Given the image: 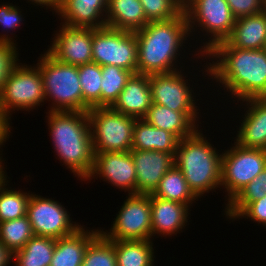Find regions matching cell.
I'll return each mask as SVG.
<instances>
[{"instance_id": "24", "label": "cell", "mask_w": 266, "mask_h": 266, "mask_svg": "<svg viewBox=\"0 0 266 266\" xmlns=\"http://www.w3.org/2000/svg\"><path fill=\"white\" fill-rule=\"evenodd\" d=\"M227 41L239 49H265L266 17L262 12L236 19Z\"/></svg>"}, {"instance_id": "33", "label": "cell", "mask_w": 266, "mask_h": 266, "mask_svg": "<svg viewBox=\"0 0 266 266\" xmlns=\"http://www.w3.org/2000/svg\"><path fill=\"white\" fill-rule=\"evenodd\" d=\"M79 82L82 89L83 101L90 107H100L101 95V66L89 63L78 66Z\"/></svg>"}, {"instance_id": "32", "label": "cell", "mask_w": 266, "mask_h": 266, "mask_svg": "<svg viewBox=\"0 0 266 266\" xmlns=\"http://www.w3.org/2000/svg\"><path fill=\"white\" fill-rule=\"evenodd\" d=\"M264 195H266V168L227 203L226 217L235 219L249 203L261 199Z\"/></svg>"}, {"instance_id": "42", "label": "cell", "mask_w": 266, "mask_h": 266, "mask_svg": "<svg viewBox=\"0 0 266 266\" xmlns=\"http://www.w3.org/2000/svg\"><path fill=\"white\" fill-rule=\"evenodd\" d=\"M262 13H263L264 16L266 17V0H263V4H262Z\"/></svg>"}, {"instance_id": "3", "label": "cell", "mask_w": 266, "mask_h": 266, "mask_svg": "<svg viewBox=\"0 0 266 266\" xmlns=\"http://www.w3.org/2000/svg\"><path fill=\"white\" fill-rule=\"evenodd\" d=\"M48 126L58 159L87 181L94 167L88 112L49 111Z\"/></svg>"}, {"instance_id": "10", "label": "cell", "mask_w": 266, "mask_h": 266, "mask_svg": "<svg viewBox=\"0 0 266 266\" xmlns=\"http://www.w3.org/2000/svg\"><path fill=\"white\" fill-rule=\"evenodd\" d=\"M234 145L222 152L221 187L228 193V202L266 168V150Z\"/></svg>"}, {"instance_id": "17", "label": "cell", "mask_w": 266, "mask_h": 266, "mask_svg": "<svg viewBox=\"0 0 266 266\" xmlns=\"http://www.w3.org/2000/svg\"><path fill=\"white\" fill-rule=\"evenodd\" d=\"M104 12L107 13V0H62L58 15L64 25L97 29L106 27Z\"/></svg>"}, {"instance_id": "18", "label": "cell", "mask_w": 266, "mask_h": 266, "mask_svg": "<svg viewBox=\"0 0 266 266\" xmlns=\"http://www.w3.org/2000/svg\"><path fill=\"white\" fill-rule=\"evenodd\" d=\"M152 97L149 86V75L132 74L119 98L111 107L114 111L142 119L151 107Z\"/></svg>"}, {"instance_id": "8", "label": "cell", "mask_w": 266, "mask_h": 266, "mask_svg": "<svg viewBox=\"0 0 266 266\" xmlns=\"http://www.w3.org/2000/svg\"><path fill=\"white\" fill-rule=\"evenodd\" d=\"M183 10L188 22L189 34L193 29L195 31L194 26L198 25L199 28L202 27V31L209 33L212 37V39L209 38V42L201 46L200 52L197 51L198 57L200 54L204 57L217 43L226 41L232 34L236 18L226 0H185Z\"/></svg>"}, {"instance_id": "31", "label": "cell", "mask_w": 266, "mask_h": 266, "mask_svg": "<svg viewBox=\"0 0 266 266\" xmlns=\"http://www.w3.org/2000/svg\"><path fill=\"white\" fill-rule=\"evenodd\" d=\"M34 236L27 216L0 222V241L12 252L20 250Z\"/></svg>"}, {"instance_id": "27", "label": "cell", "mask_w": 266, "mask_h": 266, "mask_svg": "<svg viewBox=\"0 0 266 266\" xmlns=\"http://www.w3.org/2000/svg\"><path fill=\"white\" fill-rule=\"evenodd\" d=\"M56 239L34 235L20 250L13 253L15 266H50Z\"/></svg>"}, {"instance_id": "16", "label": "cell", "mask_w": 266, "mask_h": 266, "mask_svg": "<svg viewBox=\"0 0 266 266\" xmlns=\"http://www.w3.org/2000/svg\"><path fill=\"white\" fill-rule=\"evenodd\" d=\"M136 170V194H152L165 173L174 166L172 153L130 150Z\"/></svg>"}, {"instance_id": "13", "label": "cell", "mask_w": 266, "mask_h": 266, "mask_svg": "<svg viewBox=\"0 0 266 266\" xmlns=\"http://www.w3.org/2000/svg\"><path fill=\"white\" fill-rule=\"evenodd\" d=\"M182 75L181 70L149 75L152 103L166 106L173 111H198L193 90Z\"/></svg>"}, {"instance_id": "7", "label": "cell", "mask_w": 266, "mask_h": 266, "mask_svg": "<svg viewBox=\"0 0 266 266\" xmlns=\"http://www.w3.org/2000/svg\"><path fill=\"white\" fill-rule=\"evenodd\" d=\"M93 152H128L132 149L136 118L111 107L88 110Z\"/></svg>"}, {"instance_id": "34", "label": "cell", "mask_w": 266, "mask_h": 266, "mask_svg": "<svg viewBox=\"0 0 266 266\" xmlns=\"http://www.w3.org/2000/svg\"><path fill=\"white\" fill-rule=\"evenodd\" d=\"M81 266H117L114 244L99 233L87 246Z\"/></svg>"}, {"instance_id": "40", "label": "cell", "mask_w": 266, "mask_h": 266, "mask_svg": "<svg viewBox=\"0 0 266 266\" xmlns=\"http://www.w3.org/2000/svg\"><path fill=\"white\" fill-rule=\"evenodd\" d=\"M13 260V253L0 241V266H7Z\"/></svg>"}, {"instance_id": "6", "label": "cell", "mask_w": 266, "mask_h": 266, "mask_svg": "<svg viewBox=\"0 0 266 266\" xmlns=\"http://www.w3.org/2000/svg\"><path fill=\"white\" fill-rule=\"evenodd\" d=\"M44 100L43 78L39 68L18 63L0 91L1 117L10 125L11 110H34Z\"/></svg>"}, {"instance_id": "35", "label": "cell", "mask_w": 266, "mask_h": 266, "mask_svg": "<svg viewBox=\"0 0 266 266\" xmlns=\"http://www.w3.org/2000/svg\"><path fill=\"white\" fill-rule=\"evenodd\" d=\"M140 2L149 22L173 19L183 11L182 0H140Z\"/></svg>"}, {"instance_id": "41", "label": "cell", "mask_w": 266, "mask_h": 266, "mask_svg": "<svg viewBox=\"0 0 266 266\" xmlns=\"http://www.w3.org/2000/svg\"><path fill=\"white\" fill-rule=\"evenodd\" d=\"M29 1V0H28ZM32 3L34 2L37 5H44L47 7H50L51 10H56V14L60 11V8L62 6V0H30Z\"/></svg>"}, {"instance_id": "26", "label": "cell", "mask_w": 266, "mask_h": 266, "mask_svg": "<svg viewBox=\"0 0 266 266\" xmlns=\"http://www.w3.org/2000/svg\"><path fill=\"white\" fill-rule=\"evenodd\" d=\"M115 247L117 266H153L152 240H110Z\"/></svg>"}, {"instance_id": "11", "label": "cell", "mask_w": 266, "mask_h": 266, "mask_svg": "<svg viewBox=\"0 0 266 266\" xmlns=\"http://www.w3.org/2000/svg\"><path fill=\"white\" fill-rule=\"evenodd\" d=\"M110 232L100 233L108 240H151L150 194H128Z\"/></svg>"}, {"instance_id": "5", "label": "cell", "mask_w": 266, "mask_h": 266, "mask_svg": "<svg viewBox=\"0 0 266 266\" xmlns=\"http://www.w3.org/2000/svg\"><path fill=\"white\" fill-rule=\"evenodd\" d=\"M42 55L36 66L43 78L45 101L53 99L49 111L88 112L90 107L83 101L78 66L60 62L48 51Z\"/></svg>"}, {"instance_id": "1", "label": "cell", "mask_w": 266, "mask_h": 266, "mask_svg": "<svg viewBox=\"0 0 266 266\" xmlns=\"http://www.w3.org/2000/svg\"><path fill=\"white\" fill-rule=\"evenodd\" d=\"M204 56L217 58L213 64L209 63L206 75L219 81L232 97L241 101L266 97L265 49H239L226 40Z\"/></svg>"}, {"instance_id": "4", "label": "cell", "mask_w": 266, "mask_h": 266, "mask_svg": "<svg viewBox=\"0 0 266 266\" xmlns=\"http://www.w3.org/2000/svg\"><path fill=\"white\" fill-rule=\"evenodd\" d=\"M218 153L200 130L178 142L174 165L198 198L221 186L222 154Z\"/></svg>"}, {"instance_id": "15", "label": "cell", "mask_w": 266, "mask_h": 266, "mask_svg": "<svg viewBox=\"0 0 266 266\" xmlns=\"http://www.w3.org/2000/svg\"><path fill=\"white\" fill-rule=\"evenodd\" d=\"M95 176L128 194H136V170L130 151L94 152V167L88 179Z\"/></svg>"}, {"instance_id": "37", "label": "cell", "mask_w": 266, "mask_h": 266, "mask_svg": "<svg viewBox=\"0 0 266 266\" xmlns=\"http://www.w3.org/2000/svg\"><path fill=\"white\" fill-rule=\"evenodd\" d=\"M236 19L262 12L263 0H226Z\"/></svg>"}, {"instance_id": "20", "label": "cell", "mask_w": 266, "mask_h": 266, "mask_svg": "<svg viewBox=\"0 0 266 266\" xmlns=\"http://www.w3.org/2000/svg\"><path fill=\"white\" fill-rule=\"evenodd\" d=\"M151 202V234L167 236L177 234L187 224L189 207L186 204L178 203L150 194ZM155 234V235H154Z\"/></svg>"}, {"instance_id": "22", "label": "cell", "mask_w": 266, "mask_h": 266, "mask_svg": "<svg viewBox=\"0 0 266 266\" xmlns=\"http://www.w3.org/2000/svg\"><path fill=\"white\" fill-rule=\"evenodd\" d=\"M100 230H86L83 226L74 233L56 239L50 266H81L86 248Z\"/></svg>"}, {"instance_id": "29", "label": "cell", "mask_w": 266, "mask_h": 266, "mask_svg": "<svg viewBox=\"0 0 266 266\" xmlns=\"http://www.w3.org/2000/svg\"><path fill=\"white\" fill-rule=\"evenodd\" d=\"M100 107H112L133 74L115 65L101 66Z\"/></svg>"}, {"instance_id": "43", "label": "cell", "mask_w": 266, "mask_h": 266, "mask_svg": "<svg viewBox=\"0 0 266 266\" xmlns=\"http://www.w3.org/2000/svg\"><path fill=\"white\" fill-rule=\"evenodd\" d=\"M0 124H7L4 119L1 117V114H0Z\"/></svg>"}, {"instance_id": "30", "label": "cell", "mask_w": 266, "mask_h": 266, "mask_svg": "<svg viewBox=\"0 0 266 266\" xmlns=\"http://www.w3.org/2000/svg\"><path fill=\"white\" fill-rule=\"evenodd\" d=\"M7 175L0 181V222L19 219L27 214L31 194L6 189Z\"/></svg>"}, {"instance_id": "2", "label": "cell", "mask_w": 266, "mask_h": 266, "mask_svg": "<svg viewBox=\"0 0 266 266\" xmlns=\"http://www.w3.org/2000/svg\"><path fill=\"white\" fill-rule=\"evenodd\" d=\"M138 74H161L177 71L174 66L187 37L190 36L184 10L175 18L148 22L135 31ZM175 63V64H174Z\"/></svg>"}, {"instance_id": "21", "label": "cell", "mask_w": 266, "mask_h": 266, "mask_svg": "<svg viewBox=\"0 0 266 266\" xmlns=\"http://www.w3.org/2000/svg\"><path fill=\"white\" fill-rule=\"evenodd\" d=\"M198 114L197 111H173L166 106L152 103L143 119L156 128L173 133L181 140L197 131Z\"/></svg>"}, {"instance_id": "19", "label": "cell", "mask_w": 266, "mask_h": 266, "mask_svg": "<svg viewBox=\"0 0 266 266\" xmlns=\"http://www.w3.org/2000/svg\"><path fill=\"white\" fill-rule=\"evenodd\" d=\"M243 102L248 105V110L237 131L235 143L244 148L266 150V97L250 98Z\"/></svg>"}, {"instance_id": "39", "label": "cell", "mask_w": 266, "mask_h": 266, "mask_svg": "<svg viewBox=\"0 0 266 266\" xmlns=\"http://www.w3.org/2000/svg\"><path fill=\"white\" fill-rule=\"evenodd\" d=\"M22 19L23 16L20 9L13 4H2L0 6V26L4 27V29L6 28V31L8 29L12 31V29L20 27Z\"/></svg>"}, {"instance_id": "12", "label": "cell", "mask_w": 266, "mask_h": 266, "mask_svg": "<svg viewBox=\"0 0 266 266\" xmlns=\"http://www.w3.org/2000/svg\"><path fill=\"white\" fill-rule=\"evenodd\" d=\"M55 200L31 194L27 214L34 235L59 239L74 233L81 225L71 222L70 214Z\"/></svg>"}, {"instance_id": "23", "label": "cell", "mask_w": 266, "mask_h": 266, "mask_svg": "<svg viewBox=\"0 0 266 266\" xmlns=\"http://www.w3.org/2000/svg\"><path fill=\"white\" fill-rule=\"evenodd\" d=\"M105 20L107 27L133 32L149 22L140 0H107Z\"/></svg>"}, {"instance_id": "28", "label": "cell", "mask_w": 266, "mask_h": 266, "mask_svg": "<svg viewBox=\"0 0 266 266\" xmlns=\"http://www.w3.org/2000/svg\"><path fill=\"white\" fill-rule=\"evenodd\" d=\"M152 195L183 203L188 207L193 201L198 200V197L189 188L184 174L175 165L165 173Z\"/></svg>"}, {"instance_id": "38", "label": "cell", "mask_w": 266, "mask_h": 266, "mask_svg": "<svg viewBox=\"0 0 266 266\" xmlns=\"http://www.w3.org/2000/svg\"><path fill=\"white\" fill-rule=\"evenodd\" d=\"M251 218V220L266 226V195L261 199L249 203L236 217L240 218Z\"/></svg>"}, {"instance_id": "9", "label": "cell", "mask_w": 266, "mask_h": 266, "mask_svg": "<svg viewBox=\"0 0 266 266\" xmlns=\"http://www.w3.org/2000/svg\"><path fill=\"white\" fill-rule=\"evenodd\" d=\"M93 63L115 65L137 73V39L135 32L103 27L92 29Z\"/></svg>"}, {"instance_id": "36", "label": "cell", "mask_w": 266, "mask_h": 266, "mask_svg": "<svg viewBox=\"0 0 266 266\" xmlns=\"http://www.w3.org/2000/svg\"><path fill=\"white\" fill-rule=\"evenodd\" d=\"M0 35V91L13 68L18 64V51L14 39ZM13 39V40H12Z\"/></svg>"}, {"instance_id": "25", "label": "cell", "mask_w": 266, "mask_h": 266, "mask_svg": "<svg viewBox=\"0 0 266 266\" xmlns=\"http://www.w3.org/2000/svg\"><path fill=\"white\" fill-rule=\"evenodd\" d=\"M179 139L171 132L156 128L146 120L136 119L133 128L132 149L154 150L166 153L175 152Z\"/></svg>"}, {"instance_id": "14", "label": "cell", "mask_w": 266, "mask_h": 266, "mask_svg": "<svg viewBox=\"0 0 266 266\" xmlns=\"http://www.w3.org/2000/svg\"><path fill=\"white\" fill-rule=\"evenodd\" d=\"M61 26L47 51L66 64L80 66L92 63V28Z\"/></svg>"}]
</instances>
